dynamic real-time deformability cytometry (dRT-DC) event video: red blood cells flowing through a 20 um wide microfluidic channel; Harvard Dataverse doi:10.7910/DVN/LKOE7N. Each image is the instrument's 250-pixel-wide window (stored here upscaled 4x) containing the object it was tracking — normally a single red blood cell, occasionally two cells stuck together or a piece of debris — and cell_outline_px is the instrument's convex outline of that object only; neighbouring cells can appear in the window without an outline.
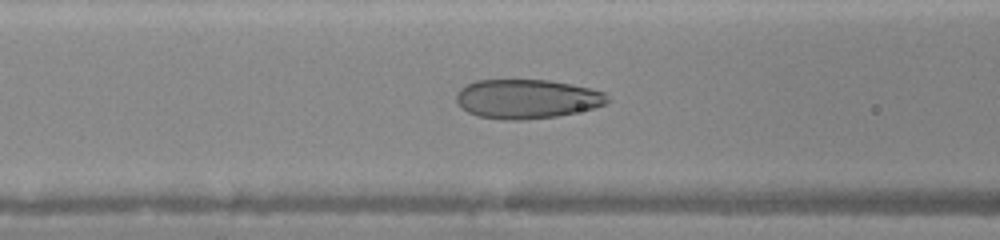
{"species": "human", "species_latin": "Homo sapiens", "temperature_condition": "warm", "stored_images_in_passage": 30, "camera_frame_rate_fps": 3000, "um_per_image_px": 0.085, "donor": {"sex": "female"}, "frame": {"image": 1, "passage_image": 4, "time_ms": 1.0, "image_size_px": [1000, 240], "cell_outline_px": [[608, 100], [604, 104], [592, 108], [556, 116], [520, 120], [500, 120], [476, 116], [460, 108], [456, 100], [456, 96], [460, 88], [476, 80], [548, 80], [572, 84], [592, 88], [604, 92]], "centroid_in_image_um": [44.73, 8.41], "position_along_channel_um": 121.9, "area_um2": 34.51}}
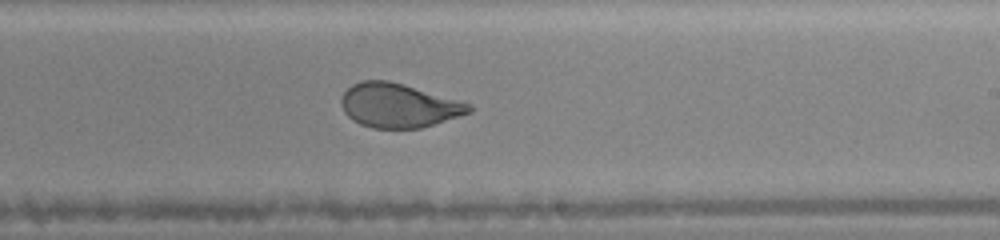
{"frame": {"image": 2, "passage_image": 13, "time_ms": 4.0, "image_size_px": [1000, 240], "cell_outline_px": [[472, 112], [420, 128], [372, 128], [360, 124], [352, 120], [344, 112], [340, 104], [340, 100], [344, 92], [352, 84], [360, 80], [388, 80], [404, 84], [472, 104]], "centroid_in_image_um": [33.85, 8.96], "position_along_channel_um": 255.2, "area_um2": 32.83}}
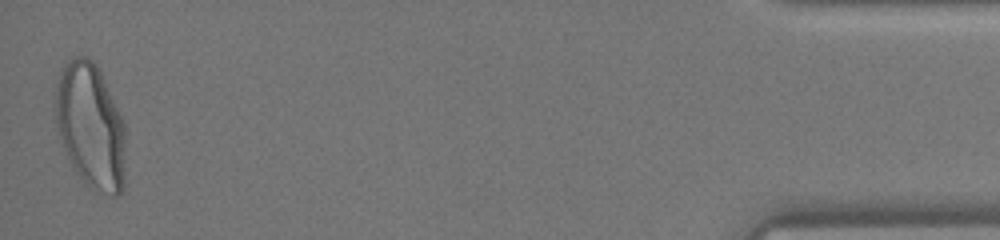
{"frame": {"image": 3, "passage_image": 30, "time_ms": 9.667, "image_size_px": [1000, 240], "cell_outline_px": [[124, 184], [120, 192], [116, 196], [112, 196], [88, 184], [76, 172], [64, 148], [60, 136], [56, 120], [56, 88], [60, 68], [72, 56], [88, 56], [96, 64], [124, 120]], "centroid_in_image_um": [7.7, 10.64], "position_along_channel_um": 427.5, "area_um2": 50.58}}